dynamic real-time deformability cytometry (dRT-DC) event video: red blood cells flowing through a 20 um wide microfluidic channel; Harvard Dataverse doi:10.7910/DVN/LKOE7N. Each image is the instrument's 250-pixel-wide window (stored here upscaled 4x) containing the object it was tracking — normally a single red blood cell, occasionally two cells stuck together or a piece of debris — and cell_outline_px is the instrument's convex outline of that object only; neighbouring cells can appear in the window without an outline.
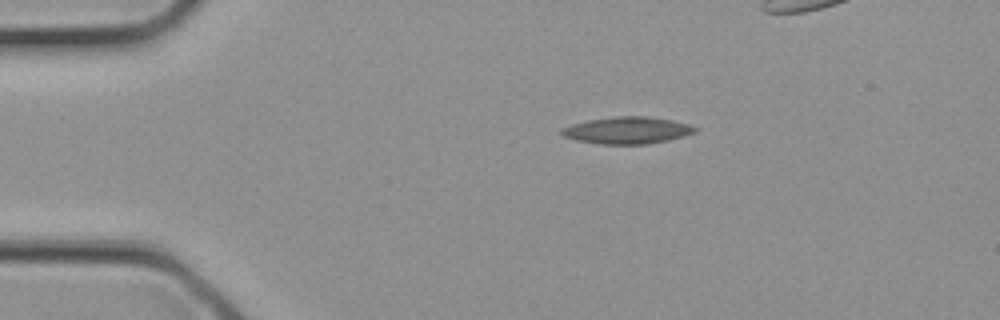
{"species": "common noctule bat (a hibernating species)", "species_latin": "Nyctalus noctula", "temperature_condition": "cold", "stored_images_in_passage": 4, "camera_frame_rate_fps": 3000, "um_per_image_px": 0.085, "animal": {"sex": "female", "body_mass_g": 21.9}, "frame": {"image": 1, "passage_image": 4, "time_ms": 1.0, "image_size_px": [1000, 320], "cell_outline_px": [[696, 132], [684, 136], [668, 140], [648, 144], [600, 144], [576, 140], [564, 136], [560, 132], [560, 128], [572, 124], [588, 120], [616, 116], [648, 116], [672, 120], [692, 124], [696, 128]], "centroid_in_image_um": [53.33, 11.07], "position_along_channel_um": 31.7, "area_um2": 21.04}}